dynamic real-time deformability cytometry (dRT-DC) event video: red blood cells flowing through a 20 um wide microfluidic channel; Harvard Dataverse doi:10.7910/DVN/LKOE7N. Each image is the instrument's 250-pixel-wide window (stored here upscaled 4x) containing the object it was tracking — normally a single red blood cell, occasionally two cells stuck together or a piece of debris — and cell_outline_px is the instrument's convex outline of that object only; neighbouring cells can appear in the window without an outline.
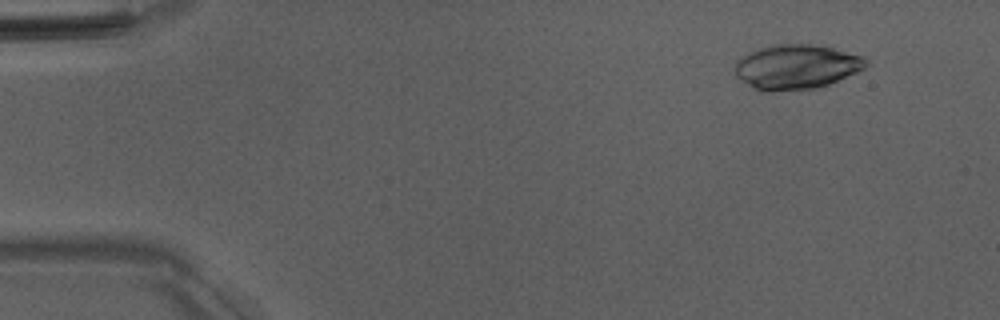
{"species": "Egyptian fruit bat (a non-hibernating species)", "species_latin": "Rousettus aegyptiacus", "temperature_condition": "room temperature", "stored_images_in_passage": 9, "camera_frame_rate_fps": 3000, "um_per_image_px": 0.085, "animal": {"sex": "male"}, "frame": {"image": 1, "passage_image": 1, "time_ms": 0.0, "image_size_px": [1000, 320], "cell_outline_px": [[868, 64], [864, 68], [856, 72], [828, 84], [816, 88], [772, 92], [768, 92], [752, 88], [740, 80], [736, 76], [736, 64], [744, 56], [760, 48], [772, 44], [820, 44], [864, 56], [868, 60]], "centroid_in_image_um": [67.72, 5.68], "position_along_channel_um": 17.3, "area_um2": 34.1}}